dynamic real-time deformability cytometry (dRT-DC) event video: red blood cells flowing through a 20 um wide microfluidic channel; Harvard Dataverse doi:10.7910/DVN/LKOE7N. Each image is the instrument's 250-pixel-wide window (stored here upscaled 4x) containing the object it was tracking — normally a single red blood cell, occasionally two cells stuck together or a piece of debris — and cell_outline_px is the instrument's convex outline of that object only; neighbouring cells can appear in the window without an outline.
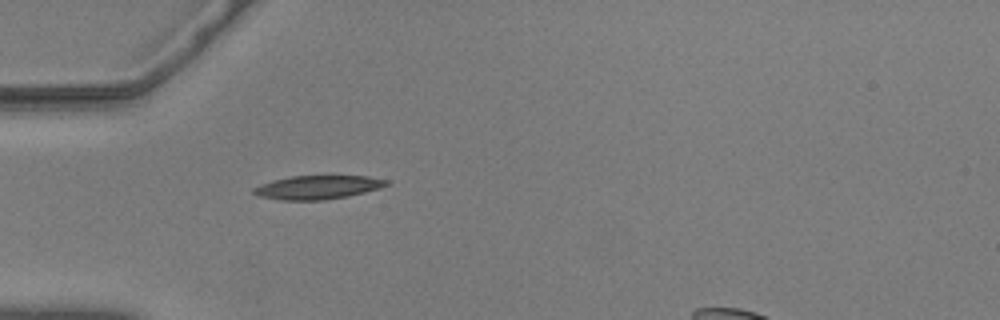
{"species": "common noctule bat (a hibernating species)", "species_latin": "Nyctalus noctula", "temperature_condition": "warm", "stored_images_in_passage": 35, "camera_frame_rate_fps": 3000, "um_per_image_px": 0.085, "animal": {"sex": "male", "body_mass_g": 20.5, "forearm_length_mm": 52.5}, "frame": {"image": 1, "passage_image": 1, "time_ms": 0.0, "image_size_px": [1000, 320], "cell_outline_px": [[392, 184], [380, 188], [348, 196], [324, 200], [280, 200], [260, 196], [252, 192], [252, 188], [260, 184], [272, 180], [292, 176], [368, 176], [388, 180]], "centroid_in_image_um": [27.02, 15.92], "position_along_channel_um": 58.0, "area_um2": 18.38}}
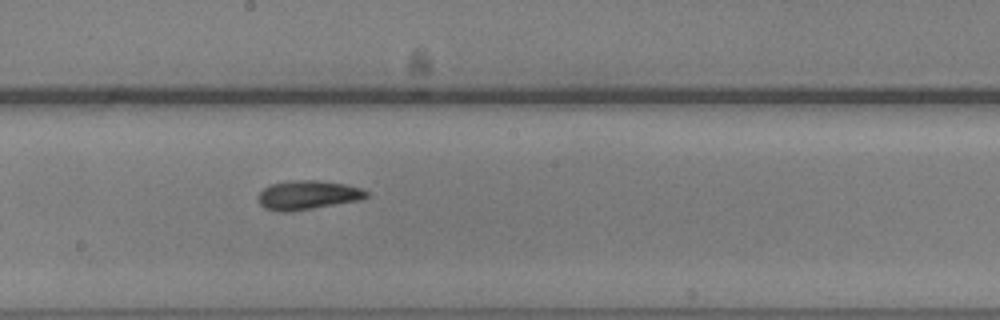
{"frame": {"image": 2, "passage_image": 15, "time_ms": 4.667, "image_size_px": [1000, 320], "cell_outline_px": [[368, 196], [356, 200], [312, 208], [288, 212], [276, 212], [264, 208], [260, 204], [256, 196], [264, 188], [272, 184], [292, 180], [320, 180], [344, 184], [360, 188], [368, 192]], "centroid_in_image_um": [26.08, 16.58], "position_along_channel_um": 222.1, "area_um2": 18.15}}
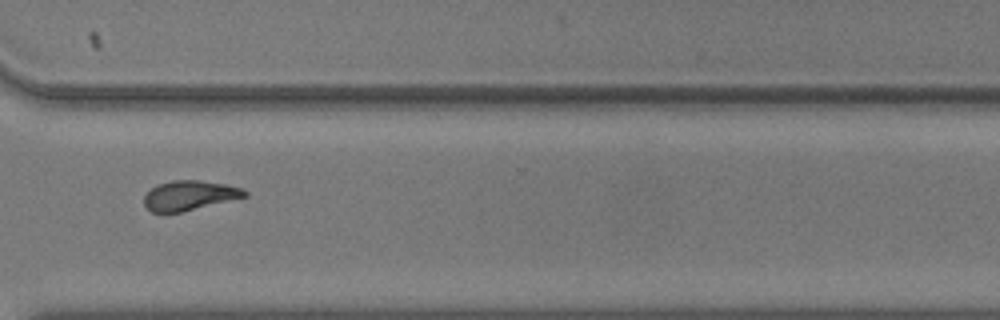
{"frame": {"image": 3, "passage_image": 26, "time_ms": 8.333, "image_size_px": [1000, 320], "cell_outline_px": [[248, 196], [180, 212], [152, 212], [144, 204], [144, 196], [156, 184], [172, 180], [200, 180], [224, 184], [244, 188], [248, 192]], "centroid_in_image_um": [16.12, 16.6], "position_along_channel_um": 354.5, "area_um2": 17.28}, "authors_computed_cell_mechanics": {"area_um2": 17.5712, "velocity_mm_per_s": 3.6266, "shape_relaxation_time_tau1_ms": 6.6054, "shape_relaxation_time_tau2_ms": 3.7808, "deformation_change_tau1": 0.1915, "deformation_change_tau2": 0.1076}}